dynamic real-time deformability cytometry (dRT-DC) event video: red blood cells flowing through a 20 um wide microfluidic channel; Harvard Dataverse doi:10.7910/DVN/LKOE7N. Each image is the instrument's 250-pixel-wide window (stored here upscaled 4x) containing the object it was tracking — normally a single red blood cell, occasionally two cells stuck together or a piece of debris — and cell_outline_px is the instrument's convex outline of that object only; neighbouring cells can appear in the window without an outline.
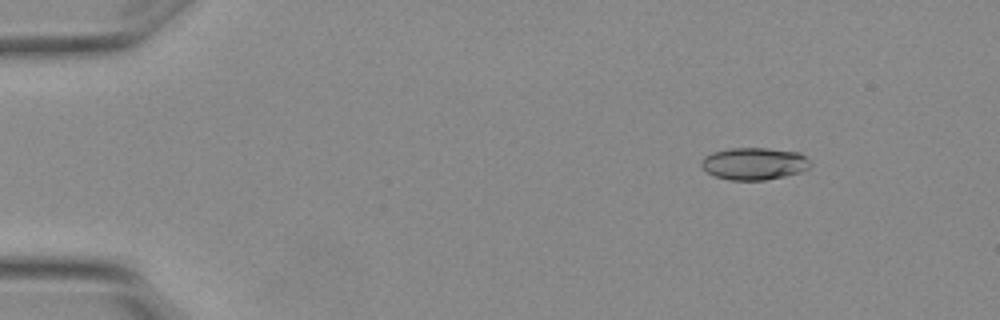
{"species": "Egyptian fruit bat (a non-hibernating species)", "species_latin": "Rousettus aegyptiacus", "temperature_condition": "warm", "stored_images_in_passage": 7, "camera_frame_rate_fps": 3000, "um_per_image_px": 0.085, "animal": {"sex": "female"}, "frame": {"image": 1, "passage_image": 1, "time_ms": 0.0, "image_size_px": [1000, 320], "cell_outline_px": [[812, 164], [808, 168], [800, 172], [784, 176], [764, 180], [728, 180], [716, 176], [708, 172], [700, 164], [700, 160], [704, 156], [712, 152], [728, 148], [768, 148], [800, 152], [808, 156], [812, 160]], "centroid_in_image_um": [64.14, 13.89], "position_along_channel_um": 20.9, "area_um2": 20.75}}
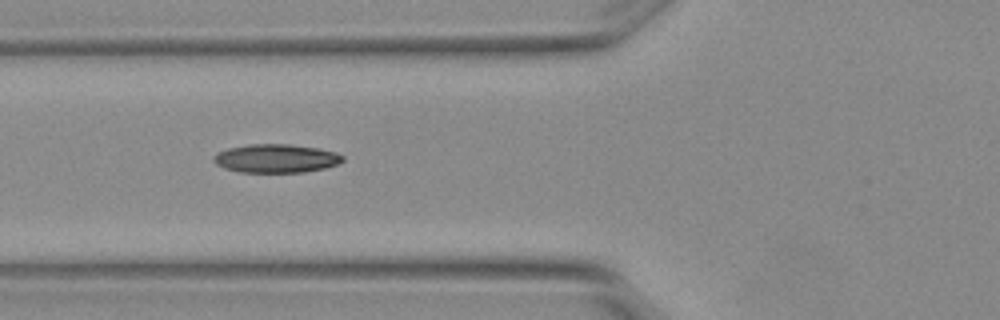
{"frame": {"image": 2, "passage_image": 5, "time_ms": 1.333, "image_size_px": [1000, 320], "cell_outline_px": [[344, 160], [336, 164], [324, 168], [304, 172], [240, 172], [224, 168], [216, 164], [212, 160], [212, 156], [216, 152], [228, 148], [248, 144], [288, 144], [320, 148], [336, 152], [344, 156]], "centroid_in_image_um": [23.43, 13.46], "position_along_channel_um": 102.4, "area_um2": 21.62}}
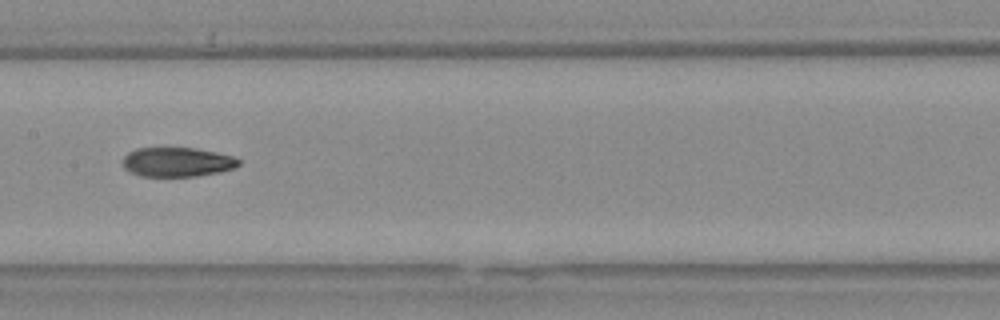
{"frame": {"image": 3, "passage_image": 7, "time_ms": 2.0, "image_size_px": [1000, 320], "cell_outline_px": [[240, 164], [232, 168], [220, 172], [196, 176], [140, 176], [124, 168], [124, 156], [128, 152], [136, 148], [196, 148], [216, 152], [232, 156], [240, 160]], "centroid_in_image_um": [15.06, 13.77], "position_along_channel_um": 192.3, "area_um2": 19.71}}